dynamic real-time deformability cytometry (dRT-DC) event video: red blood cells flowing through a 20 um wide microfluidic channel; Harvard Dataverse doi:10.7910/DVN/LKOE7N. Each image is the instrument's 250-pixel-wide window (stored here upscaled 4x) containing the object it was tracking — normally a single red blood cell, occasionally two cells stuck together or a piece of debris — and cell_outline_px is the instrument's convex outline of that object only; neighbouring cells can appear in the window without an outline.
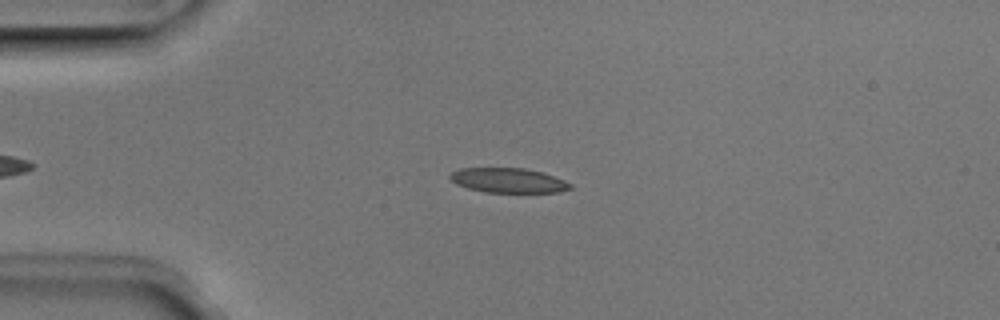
{"species": "Egyptian fruit bat (a non-hibernating species)", "species_latin": "Rousettus aegyptiacus", "temperature_condition": "room temperature", "stored_images_in_passage": 40, "camera_frame_rate_fps": 3000, "um_per_image_px": 0.085, "animal": {"sex": "male"}, "frame": {"image": 1, "passage_image": 6, "time_ms": 1.667, "image_size_px": [1000, 320], "cell_outline_px": [[572, 188], [560, 192], [484, 192], [468, 188], [456, 184], [448, 176], [452, 172], [460, 168], [524, 168], [540, 172], [564, 180], [572, 184]], "centroid_in_image_um": [43.19, 15.33], "position_along_channel_um": 41.8, "area_um2": 17.17}}
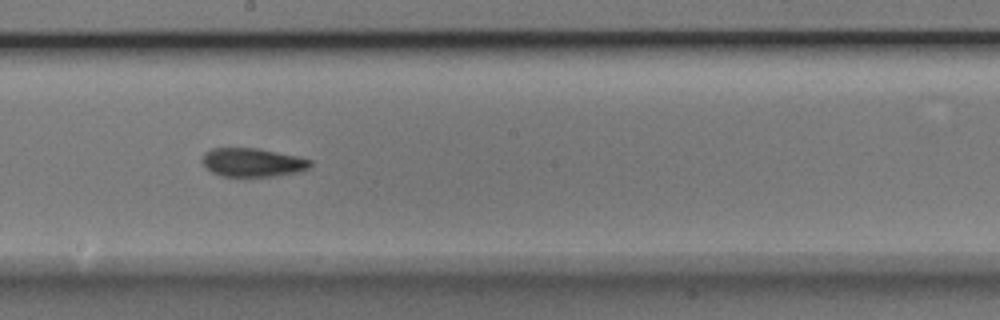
{"frame": {"image": 2, "passage_image": 22, "time_ms": 7.0, "image_size_px": [1000, 320], "cell_outline_px": [[312, 164], [308, 168], [300, 172], [276, 176], [224, 176], [212, 172], [200, 160], [204, 152], [212, 148], [260, 148], [296, 156], [312, 160]], "centroid_in_image_um": [21.48, 13.8], "position_along_channel_um": 226.7, "area_um2": 18.09}}
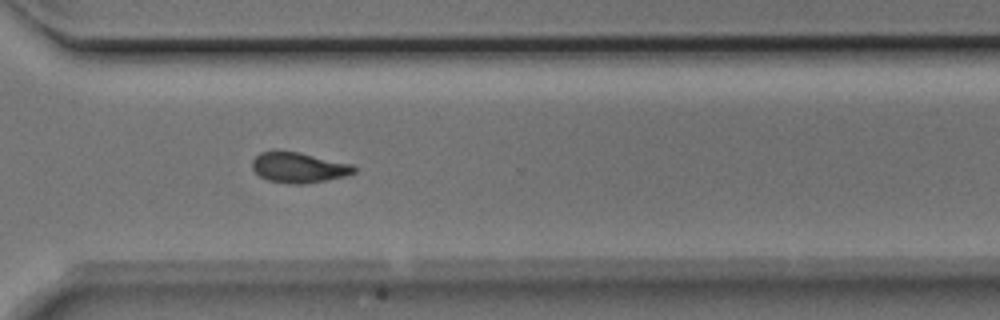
{"frame": {"image": 3, "passage_image": 31, "time_ms": 10.0, "image_size_px": [1000, 320], "cell_outline_px": [[356, 172], [344, 176], [304, 184], [292, 184], [268, 180], [260, 176], [252, 168], [252, 160], [260, 152], [276, 148], [300, 152], [352, 164], [356, 168]], "centroid_in_image_um": [25.35, 14.2], "position_along_channel_um": 345.3, "area_um2": 18.32}, "authors_computed_cell_mechanics": {"area_um2": 18.0625, "velocity_mm_per_s": 3.9617, "shape_relaxation_time_tau1_ms": 7.2516, "shape_relaxation_time_tau2_ms": 4.4092, "deformation_change_tau1": 0.1851, "deformation_change_tau2": 0.1056}}